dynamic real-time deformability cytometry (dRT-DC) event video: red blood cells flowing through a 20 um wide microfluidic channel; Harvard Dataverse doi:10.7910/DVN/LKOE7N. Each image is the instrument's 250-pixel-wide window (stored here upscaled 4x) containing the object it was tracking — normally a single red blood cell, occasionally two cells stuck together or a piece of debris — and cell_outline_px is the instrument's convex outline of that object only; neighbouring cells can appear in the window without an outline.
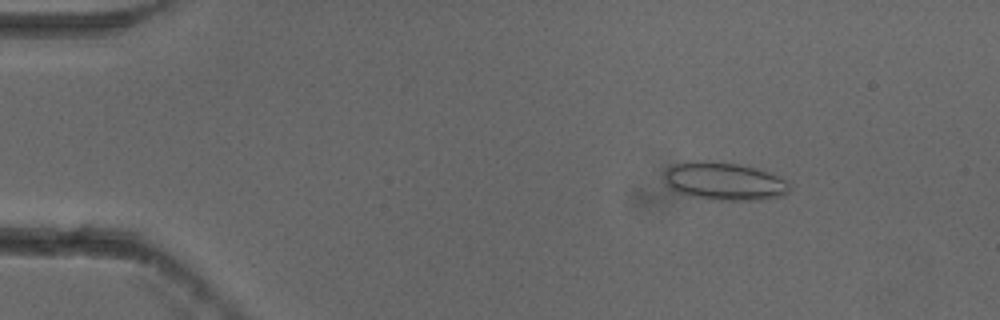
{"species": "common noctule bat (a hibernating species)", "species_latin": "Nyctalus noctula", "temperature_condition": "cold", "stored_images_in_passage": 54, "camera_frame_rate_fps": 3000, "um_per_image_px": 0.085, "animal": {"sex": "female"}, "frame": {"image": 1, "passage_image": 8, "time_ms": 2.333, "image_size_px": [1000, 320], "cell_outline_px": [[792, 188], [784, 196], [760, 200], [720, 200], [680, 192], [672, 188], [664, 180], [664, 172], [668, 168], [676, 164], [692, 160], [704, 160], [740, 164], [776, 176], [784, 180]], "centroid_in_image_um": [61.58, 15.4], "position_along_channel_um": 23.4, "area_um2": 27.11}}
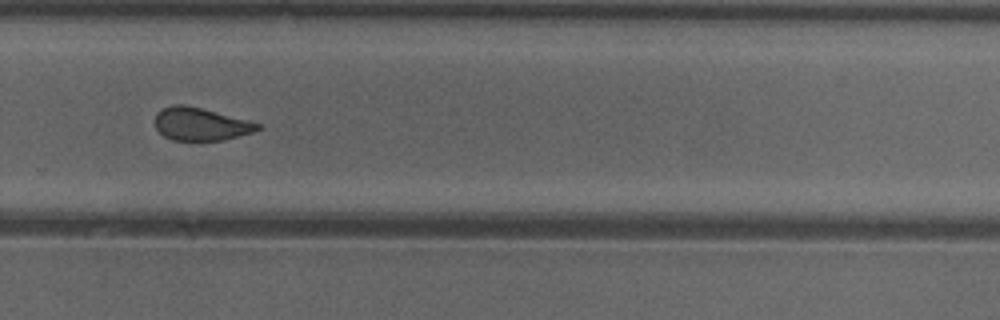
{"frame": {"image": 2, "passage_image": 37, "time_ms": 12.0, "image_size_px": [1000, 320], "cell_outline_px": [[260, 128], [252, 132], [224, 140], [172, 140], [164, 136], [156, 128], [156, 112], [172, 104], [184, 104], [248, 120], [260, 124]], "centroid_in_image_um": [17.03, 10.54], "position_along_channel_um": 312.8, "area_um2": 19.36}}
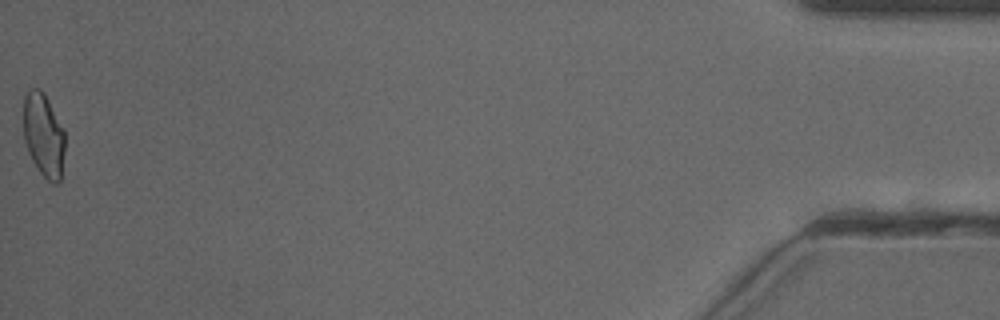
{"frame": {"image": 3, "passage_image": 54, "time_ms": 17.667, "image_size_px": [1000, 320], "cell_outline_px": [[64, 152], [60, 184], [52, 184], [40, 172], [32, 160], [28, 152], [24, 140], [24, 96], [28, 88], [40, 88], [44, 92], [64, 128]], "centroid_in_image_um": [3.71, 11.47], "position_along_channel_um": 431.5, "area_um2": 20.46}, "authors_computed_cell_mechanics": {"area_um2": 21.1548, "velocity_mm_per_s": 3.8548, "shape_relaxation_time_tau1_ms": null, "shape_relaxation_time_tau2_ms": 1.0613, "deformation_change_tau1": null, "deformation_change_tau2": 0.0808}}